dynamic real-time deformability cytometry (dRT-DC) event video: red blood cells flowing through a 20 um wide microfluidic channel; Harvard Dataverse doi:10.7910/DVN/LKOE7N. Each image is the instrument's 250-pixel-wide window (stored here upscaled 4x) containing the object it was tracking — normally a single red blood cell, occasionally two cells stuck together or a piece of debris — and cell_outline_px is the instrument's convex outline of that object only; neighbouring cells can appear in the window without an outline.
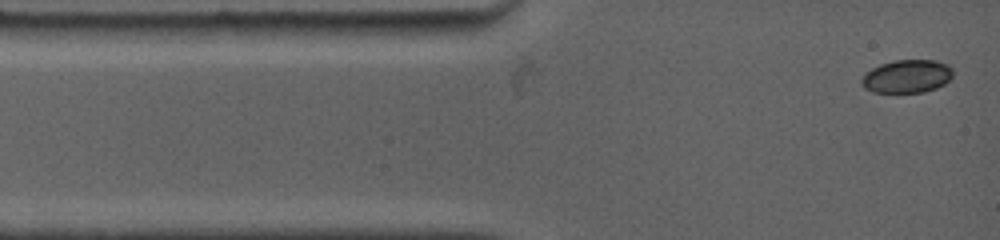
{"species": "common noctule bat (a hibernating species)", "species_latin": "Nyctalus noctula", "temperature_condition": "warm", "stored_images_in_passage": 34, "camera_frame_rate_fps": 4500, "um_per_image_px": 0.085, "animal": {"sex": "female", "body_mass_g": 19.0, "forearm_length_mm": 53.3}, "frame": {"image": 1, "passage_image": 1, "time_ms": 0.0, "image_size_px": [1000, 240], "cell_outline_px": [[952, 76], [944, 84], [936, 88], [924, 92], [872, 92], [864, 88], [860, 84], [860, 80], [864, 72], [880, 64], [892, 60], [936, 60], [948, 64], [952, 68]], "centroid_in_image_um": [77.05, 6.48], "position_along_channel_um": 7.9, "area_um2": 17.86}}
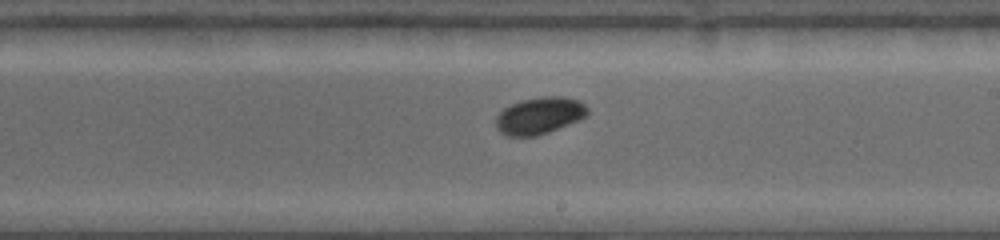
{"frame": {"image": 2, "passage_image": 20, "time_ms": 7.333, "image_size_px": [1000, 240], "cell_outline_px": [[588, 116], [580, 120], [548, 132], [536, 136], [508, 136], [500, 132], [496, 128], [496, 116], [504, 108], [512, 104], [524, 100], [544, 96], [564, 96], [580, 100], [588, 108]], "centroid_in_image_um": [45.89, 9.83], "position_along_channel_um": 243.1, "area_um2": 19.77}}
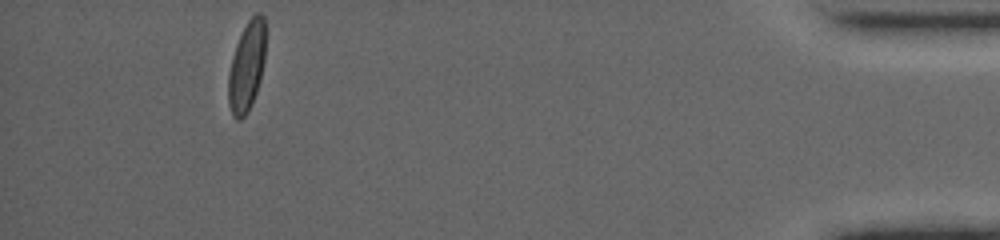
{"frame": {"image": 3, "passage_image": 34, "time_ms": 14.222, "image_size_px": [1000, 240], "cell_outline_px": [[264, 60], [260, 80], [252, 104], [248, 112], [240, 120], [236, 120], [232, 116], [228, 104], [228, 76], [232, 56], [236, 44], [248, 20], [256, 12], [260, 12], [264, 16]], "centroid_in_image_um": [20.95, 5.69], "position_along_channel_um": 414.2, "area_um2": 19.42}, "authors_computed_cell_mechanics": {"area_um2": 19.1318, "velocity_mm_per_s": 3.7684, "shape_relaxation_time_tau1_ms": 1.9701, "shape_relaxation_time_tau2_ms": null, "deformation_change_tau1": 0.1198, "deformation_change_tau2": null}}